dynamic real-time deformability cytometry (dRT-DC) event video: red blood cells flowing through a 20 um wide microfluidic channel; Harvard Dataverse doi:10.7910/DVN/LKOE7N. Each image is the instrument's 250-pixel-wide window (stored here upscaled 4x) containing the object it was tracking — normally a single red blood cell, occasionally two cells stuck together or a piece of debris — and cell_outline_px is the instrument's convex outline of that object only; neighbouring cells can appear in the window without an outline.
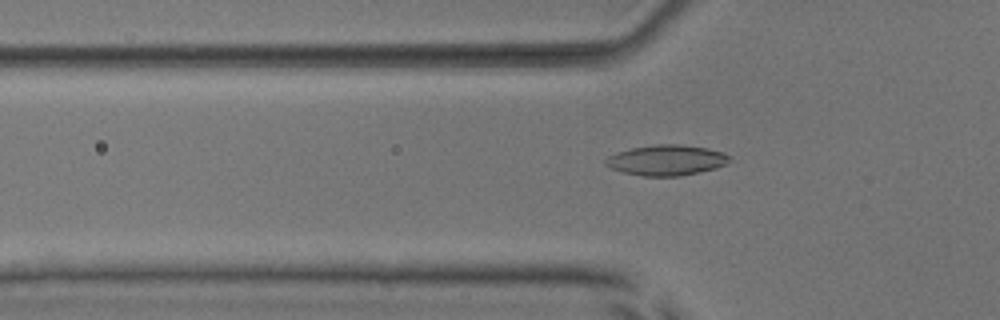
{"species": "common noctule bat (a hibernating species)", "species_latin": "Nyctalus noctula", "temperature_condition": "room temperature", "stored_images_in_passage": 50, "camera_frame_rate_fps": 3000, "um_per_image_px": 0.085, "animal": {"sex": "male", "body_mass_g": 17.9, "forearm_length_mm": 54.2}, "frame": {"image": 1, "passage_image": 16, "time_ms": 5.0, "image_size_px": [1000, 320], "cell_outline_px": [[732, 156], [728, 164], [716, 168], [680, 176], [644, 176], [624, 172], [612, 168], [604, 164], [604, 160], [608, 156], [616, 152], [632, 148], [656, 144], [680, 144], [708, 148], [724, 152]], "centroid_in_image_um": [56.69, 13.6], "position_along_channel_um": 69.1, "area_um2": 22.14}}
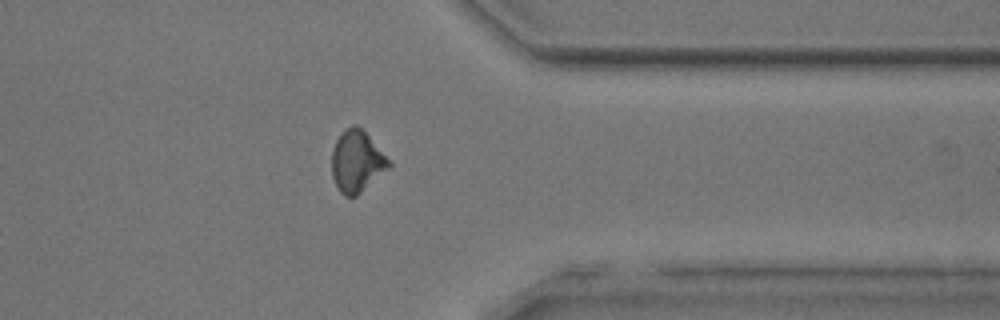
{"frame": {"image": 2, "passage_image": 40, "time_ms": 13.0, "image_size_px": [1000, 320], "cell_outline_px": [[392, 168], [356, 196], [344, 196], [336, 188], [332, 176], [332, 152], [336, 140], [340, 132], [352, 124], [356, 124], [392, 160]], "centroid_in_image_um": [30.36, 13.74], "position_along_channel_um": 381.0, "area_um2": 20.92}}
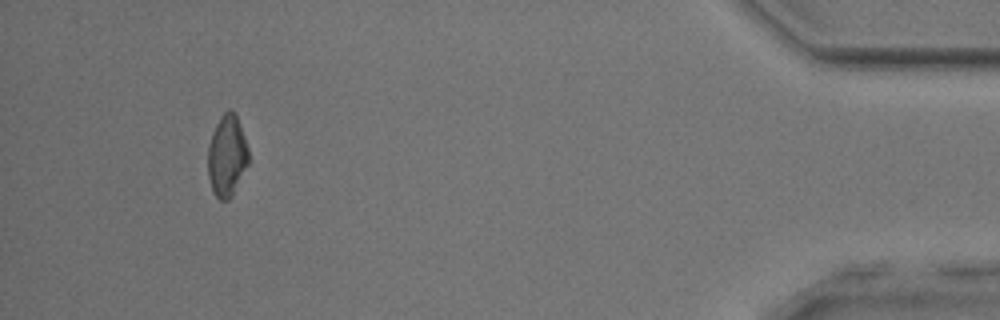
{"frame": {"image": 3, "passage_image": 47, "time_ms": 15.333, "image_size_px": [1000, 320], "cell_outline_px": [[248, 164], [232, 196], [228, 200], [220, 200], [212, 192], [208, 176], [208, 148], [212, 132], [220, 116], [228, 108], [232, 108], [236, 116], [244, 136], [248, 148]], "centroid_in_image_um": [19.28, 13.24], "position_along_channel_um": 415.9, "area_um2": 19.31}, "authors_computed_cell_mechanics": {"area_um2": 20.2589, "velocity_mm_per_s": 3.9944, "shape_relaxation_time_tau1_ms": 5.0273, "shape_relaxation_time_tau2_ms": 2.9462, "deformation_change_tau1": 0.138, "deformation_change_tau2": 0.0587}}